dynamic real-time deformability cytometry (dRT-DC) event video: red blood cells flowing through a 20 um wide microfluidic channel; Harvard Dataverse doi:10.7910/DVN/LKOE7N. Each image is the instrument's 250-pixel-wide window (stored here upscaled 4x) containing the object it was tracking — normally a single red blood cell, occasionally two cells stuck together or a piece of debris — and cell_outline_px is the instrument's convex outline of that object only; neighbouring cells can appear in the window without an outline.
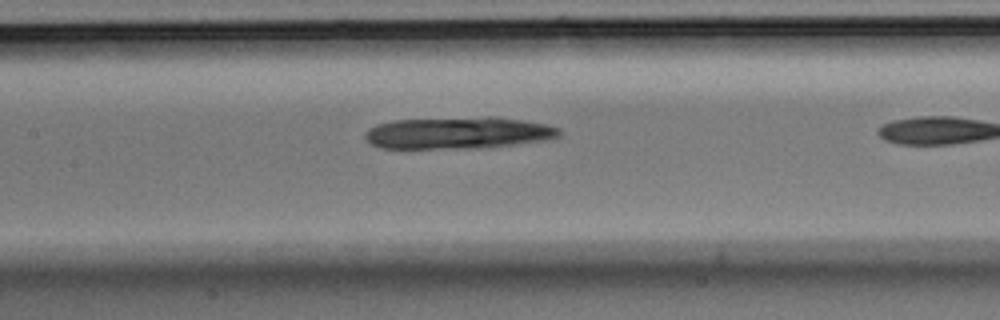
{"species": "Egyptian fruit bat (a non-hibernating species)", "species_latin": "Rousettus aegyptiacus", "temperature_condition": "room temperature", "stored_images_in_passage": 6, "segment_of_instrument_passage": [1, 2], "camera_frame_rate_fps": 3000, "um_per_image_px": 0.085, "animal": {"sex": "male"}, "frame": {"image": 1, "passage_image": 4, "time_ms": 1.0, "image_size_px": [1000, 320], "cell_outline_px": [[560, 136], [548, 140], [512, 144], [472, 148], [380, 148], [372, 144], [364, 136], [364, 132], [368, 128], [376, 124], [392, 120], [488, 116], [492, 116], [524, 120], [548, 124], [560, 128]], "centroid_in_image_um": [38.94, 11.28], "position_along_channel_um": 168.5, "area_um2": 36.3}}